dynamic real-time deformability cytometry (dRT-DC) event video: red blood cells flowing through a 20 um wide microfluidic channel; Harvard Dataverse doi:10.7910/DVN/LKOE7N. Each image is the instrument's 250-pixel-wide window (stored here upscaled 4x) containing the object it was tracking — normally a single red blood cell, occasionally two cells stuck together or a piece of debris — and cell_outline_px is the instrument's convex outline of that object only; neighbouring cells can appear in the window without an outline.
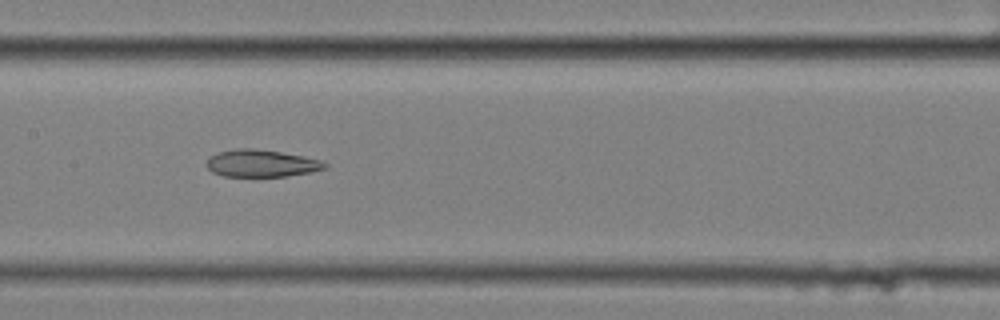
{"species": "common noctule bat (a hibernating species)", "species_latin": "Nyctalus noctula", "temperature_condition": "cold", "stored_images_in_passage": 8, "camera_frame_rate_fps": 3000, "um_per_image_px": 0.085, "animal": {"sex": "female", "body_mass_g": 25.1}, "frame": {"image": 1, "passage_image": 5, "time_ms": 1.333, "image_size_px": [1000, 320], "cell_outline_px": [[328, 164], [324, 168], [308, 172], [288, 176], [224, 176], [212, 172], [204, 164], [216, 152], [236, 148], [252, 148], [280, 152], [304, 156], [320, 160]], "centroid_in_image_um": [22.17, 13.87], "position_along_channel_um": 185.2, "area_um2": 18.61}}
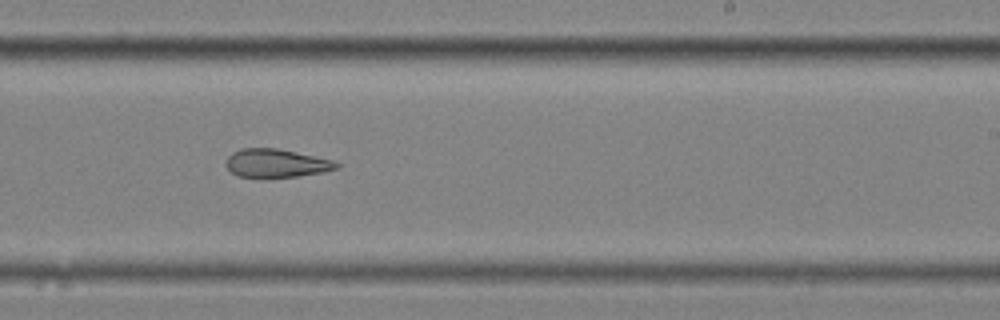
{"frame": {"image": 2, "passage_image": 7, "time_ms": 2.0, "image_size_px": [1000, 320], "cell_outline_px": [[340, 168], [324, 172], [296, 176], [236, 176], [224, 164], [228, 156], [232, 152], [244, 148], [276, 148], [296, 152], [332, 160], [340, 164]], "centroid_in_image_um": [23.48, 13.86], "position_along_channel_um": 265.5, "area_um2": 17.98}}
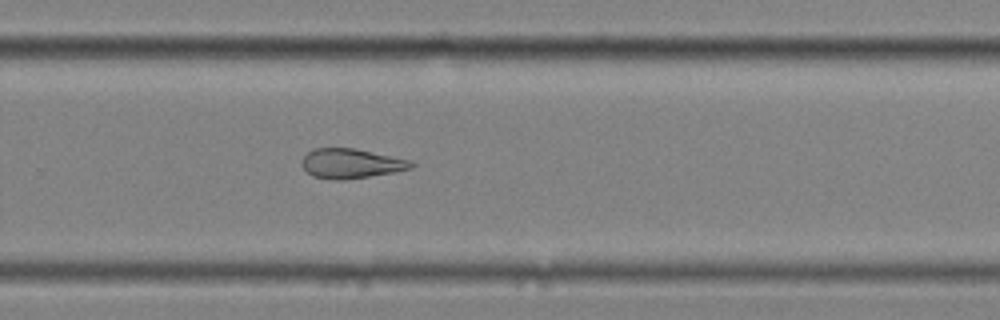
{"frame": {"image": 3, "passage_image": 8, "time_ms": 2.333, "image_size_px": [1000, 320], "cell_outline_px": [[416, 164], [412, 168], [392, 172], [344, 180], [336, 180], [312, 176], [300, 164], [300, 160], [312, 148], [356, 148], [408, 160]], "centroid_in_image_um": [29.79, 13.89], "position_along_channel_um": 300.0, "area_um2": 18.79}}